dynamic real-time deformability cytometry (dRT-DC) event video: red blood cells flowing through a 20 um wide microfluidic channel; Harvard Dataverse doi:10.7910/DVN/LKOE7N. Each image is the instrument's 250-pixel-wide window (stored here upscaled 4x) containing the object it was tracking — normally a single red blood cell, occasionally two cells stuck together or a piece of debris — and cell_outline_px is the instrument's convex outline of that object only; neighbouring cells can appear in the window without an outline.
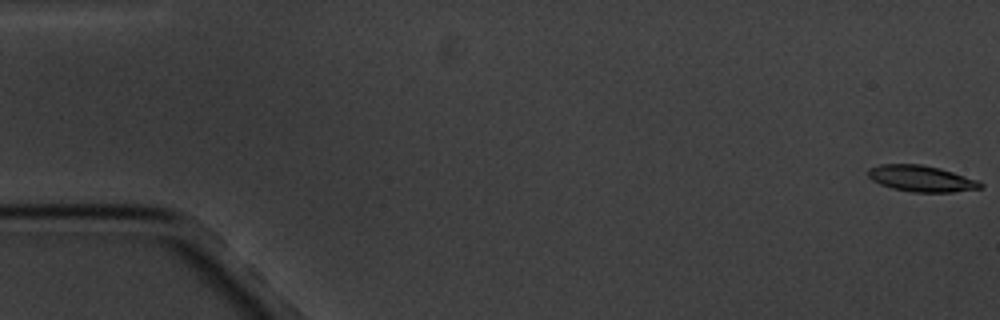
{"species": "common noctule bat (a hibernating species)", "species_latin": "Nyctalus noctula", "temperature_condition": "cold", "stored_images_in_passage": 7, "camera_frame_rate_fps": 3000, "um_per_image_px": 0.085, "animal": {"sex": "male", "body_mass_g": 20.1, "forearm_length_mm": 53.5}, "frame": {"image": 1, "passage_image": 1, "time_ms": 0.0, "image_size_px": [1000, 320], "cell_outline_px": [[984, 188], [952, 192], [912, 192], [892, 188], [880, 184], [872, 180], [868, 176], [868, 168], [880, 164], [920, 164], [940, 168], [980, 180], [984, 184]], "centroid_in_image_um": [78.35, 15.18], "position_along_channel_um": 6.6, "area_um2": 17.34}}
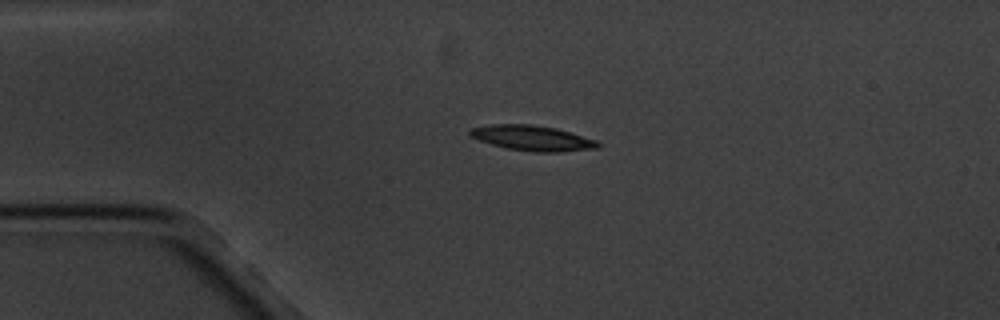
{"frame": {"image": 2, "passage_image": 5, "time_ms": 4.333, "image_size_px": [1000, 320], "cell_outline_px": [[600, 144], [596, 148], [560, 152], [536, 152], [508, 148], [492, 144], [468, 136], [468, 132], [472, 128], [492, 124], [532, 124], [556, 128], [596, 140]], "centroid_in_image_um": [45.23, 11.73], "position_along_channel_um": 39.8, "area_um2": 18.61}}
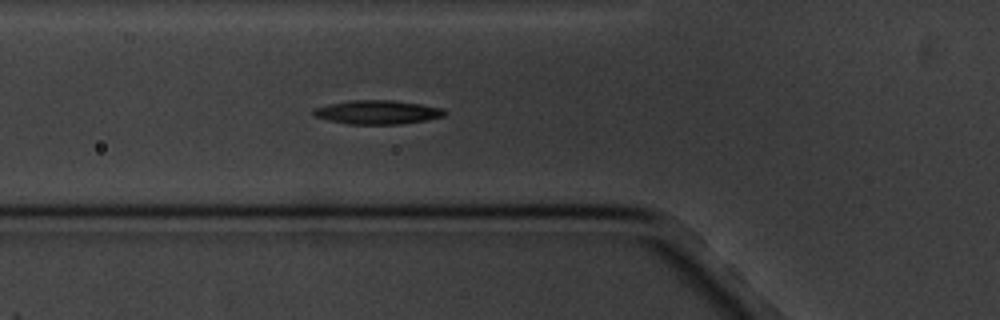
{"frame": {"image": 3, "passage_image": 7, "time_ms": 6.667, "image_size_px": [1000, 320], "cell_outline_px": [[448, 112], [444, 116], [424, 120], [400, 124], [348, 124], [328, 120], [316, 116], [312, 112], [316, 108], [328, 104], [352, 100], [392, 100], [420, 104], [444, 108]], "centroid_in_image_um": [32.12, 9.53], "position_along_channel_um": 93.7, "area_um2": 18.09}}